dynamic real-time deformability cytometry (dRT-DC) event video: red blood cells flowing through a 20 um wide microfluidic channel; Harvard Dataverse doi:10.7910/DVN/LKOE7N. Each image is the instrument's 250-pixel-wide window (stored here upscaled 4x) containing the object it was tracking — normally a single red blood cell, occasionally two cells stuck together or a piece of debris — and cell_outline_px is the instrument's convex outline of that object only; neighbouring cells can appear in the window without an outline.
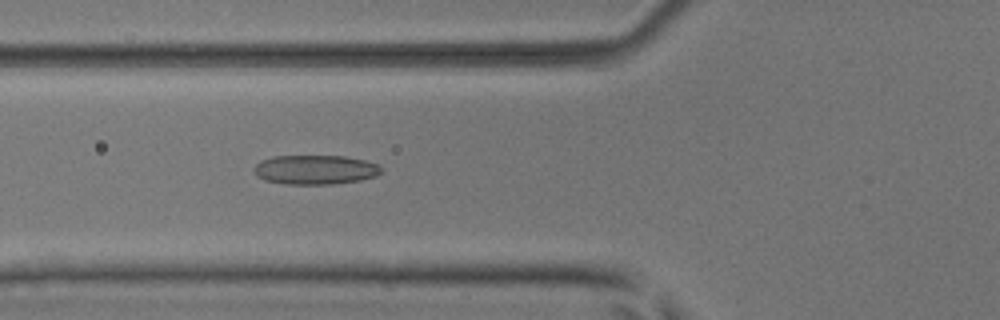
{"species": "common noctule bat (a hibernating species)", "species_latin": "Nyctalus noctula", "temperature_condition": "room temperature", "stored_images_in_passage": 48, "camera_frame_rate_fps": 3000, "um_per_image_px": 0.085, "animal": {"sex": "male", "body_mass_g": 17.9, "forearm_length_mm": 54.2}, "frame": {"image": 1, "passage_image": 19, "time_ms": 6.0, "image_size_px": [1000, 320], "cell_outline_px": [[380, 172], [376, 176], [360, 180], [332, 184], [284, 184], [264, 180], [256, 176], [252, 172], [252, 168], [260, 160], [272, 156], [344, 156], [364, 160], [380, 164]], "centroid_in_image_um": [26.73, 14.42], "position_along_channel_um": 99.1, "area_um2": 21.96}}
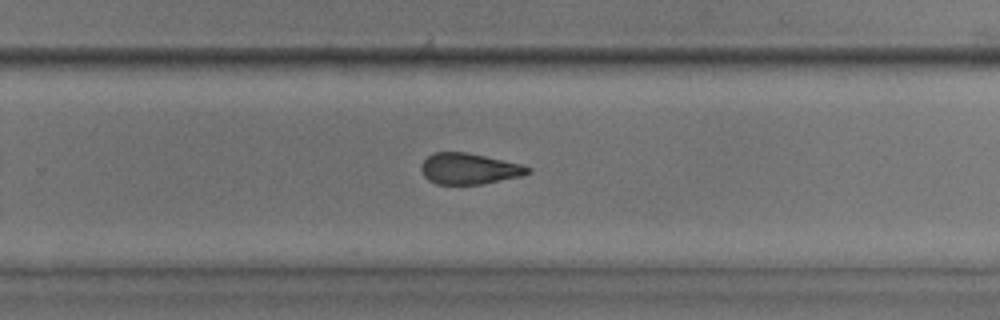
{"frame": {"image": 2, "passage_image": 33, "time_ms": 10.667, "image_size_px": [1000, 320], "cell_outline_px": [[532, 172], [520, 176], [480, 184], [436, 184], [428, 180], [424, 176], [420, 168], [420, 164], [432, 152], [464, 152], [524, 164], [532, 168]], "centroid_in_image_um": [39.87, 14.33], "position_along_channel_um": 289.9, "area_um2": 19.31}}
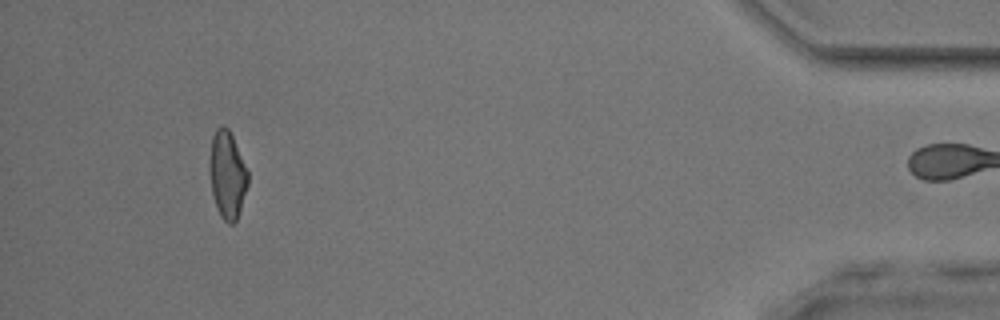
{"frame": {"image": 3, "passage_image": 47, "time_ms": 15.333, "image_size_px": [1000, 320], "cell_outline_px": [[248, 184], [240, 212], [236, 220], [232, 224], [228, 224], [220, 216], [212, 192], [208, 168], [208, 164], [212, 136], [216, 128], [224, 124], [228, 128], [232, 136], [248, 172]], "centroid_in_image_um": [19.3, 14.85], "position_along_channel_um": 415.9, "area_um2": 19.59}, "authors_computed_cell_mechanics": {"area_um2": 20.7213, "velocity_mm_per_s": 4.0978, "shape_relaxation_time_tau1_ms": null, "shape_relaxation_time_tau2_ms": 2.3649, "deformation_change_tau1": null, "deformation_change_tau2": 0.1037}}